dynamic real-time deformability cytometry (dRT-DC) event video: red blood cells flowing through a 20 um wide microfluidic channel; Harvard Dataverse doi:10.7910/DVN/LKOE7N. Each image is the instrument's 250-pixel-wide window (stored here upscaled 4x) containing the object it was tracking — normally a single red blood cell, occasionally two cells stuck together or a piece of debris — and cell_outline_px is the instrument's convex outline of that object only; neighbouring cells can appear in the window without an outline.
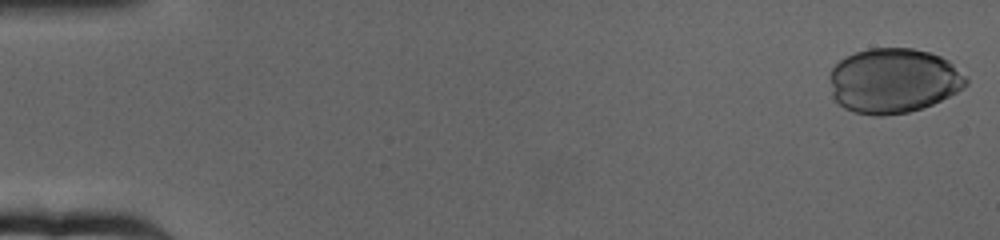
{"species": "human", "species_latin": "Homo sapiens", "temperature_condition": "cold", "stored_images_in_passage": 54, "camera_frame_rate_fps": 3000, "um_per_image_px": 0.085, "donor": {"sex": "female"}, "frame": {"image": 1, "passage_image": 1, "time_ms": 0.0, "image_size_px": [1000, 240], "cell_outline_px": [[968, 84], [964, 88], [932, 104], [908, 112], [880, 116], [872, 116], [852, 112], [844, 108], [832, 96], [828, 76], [832, 68], [844, 56], [868, 48], [912, 48], [928, 52], [940, 56], [948, 60], [968, 80]], "centroid_in_image_um": [75.89, 6.86], "position_along_channel_um": 9.1, "area_um2": 51.67}}
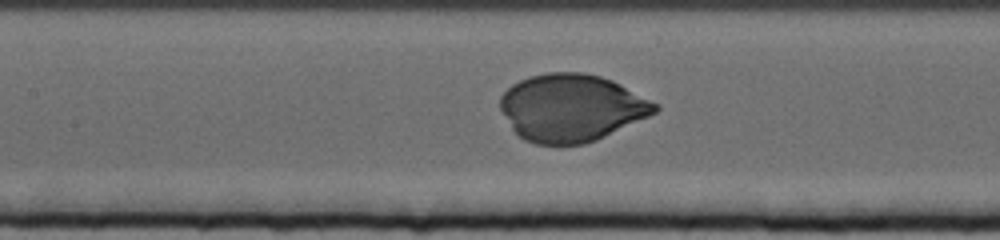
{"frame": {"image": 2, "passage_image": 30, "time_ms": 9.667, "image_size_px": [1000, 240], "cell_outline_px": [[660, 108], [656, 112], [648, 116], [596, 140], [584, 144], [536, 144], [524, 140], [512, 128], [500, 108], [500, 96], [512, 84], [528, 76], [548, 72], [584, 72], [600, 76], [612, 80], [660, 104]], "centroid_in_image_um": [48.58, 9.14], "position_along_channel_um": 158.8, "area_um2": 60.57}}